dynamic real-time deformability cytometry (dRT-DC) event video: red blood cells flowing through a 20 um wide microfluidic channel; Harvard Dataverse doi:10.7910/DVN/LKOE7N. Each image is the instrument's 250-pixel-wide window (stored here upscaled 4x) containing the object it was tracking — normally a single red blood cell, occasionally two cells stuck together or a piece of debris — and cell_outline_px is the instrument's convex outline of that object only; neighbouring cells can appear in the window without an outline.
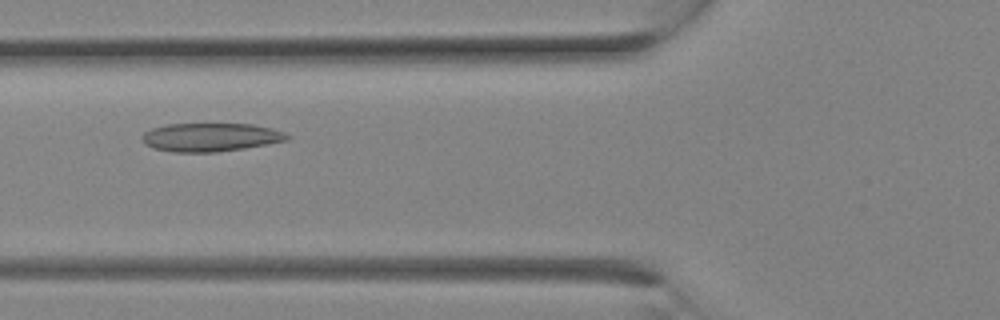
{"species": "Egyptian fruit bat (a non-hibernating species)", "species_latin": "Rousettus aegyptiacus", "temperature_condition": "room temperature", "stored_images_in_passage": 12, "camera_frame_rate_fps": 3000, "um_per_image_px": 0.085, "animal": {"sex": "female"}, "frame": {"image": 1, "passage_image": 9, "time_ms": 2.667, "image_size_px": [1000, 320], "cell_outline_px": [[292, 136], [288, 140], [268, 144], [244, 148], [216, 152], [172, 152], [152, 148], [144, 144], [140, 136], [144, 132], [152, 128], [168, 124], [252, 124], [272, 128], [284, 132]], "centroid_in_image_um": [17.89, 11.66], "position_along_channel_um": 107.9, "area_um2": 24.22}}
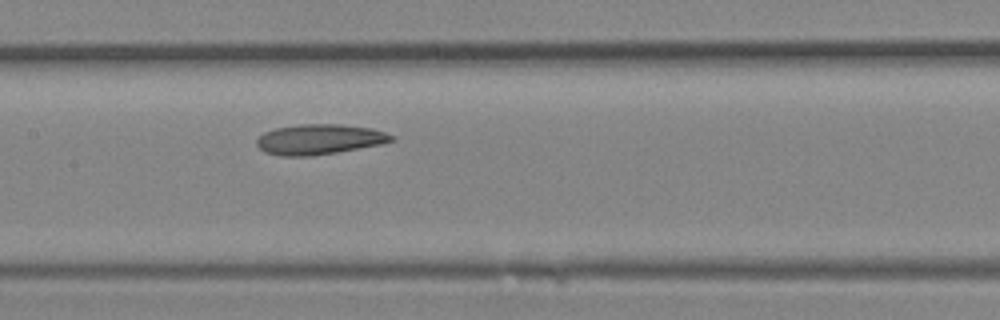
{"frame": {"image": 2, "passage_image": 12, "time_ms": 3.667, "image_size_px": [1000, 320], "cell_outline_px": [[396, 140], [384, 144], [312, 156], [280, 156], [264, 152], [256, 144], [256, 140], [264, 132], [276, 128], [300, 124], [340, 124], [372, 128], [396, 136]], "centroid_in_image_um": [27.18, 11.84], "position_along_channel_um": 180.2, "area_um2": 23.93}}